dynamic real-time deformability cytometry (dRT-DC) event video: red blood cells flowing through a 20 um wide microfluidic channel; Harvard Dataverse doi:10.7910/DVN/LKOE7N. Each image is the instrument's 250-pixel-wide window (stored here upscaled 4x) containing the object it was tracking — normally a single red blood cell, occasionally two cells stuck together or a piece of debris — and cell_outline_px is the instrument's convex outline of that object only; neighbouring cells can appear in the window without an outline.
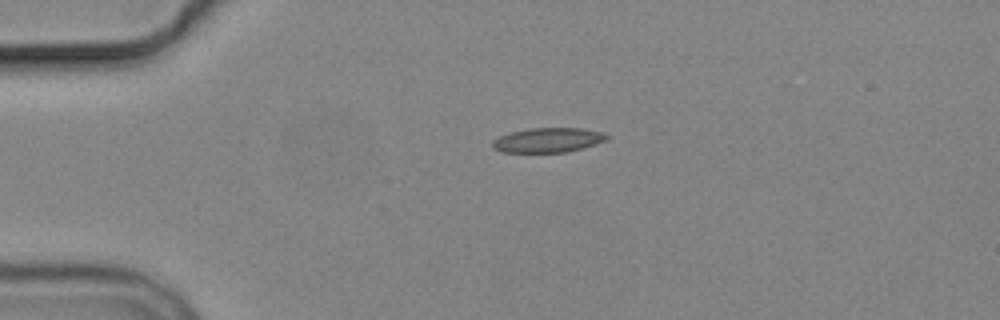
{"species": "common noctule bat (a hibernating species)", "species_latin": "Nyctalus noctula", "temperature_condition": "cold", "stored_images_in_passage": 2, "camera_frame_rate_fps": 3000, "um_per_image_px": 0.085, "animal": {"sex": "male", "body_mass_g": 19.2, "forearm_length_mm": 51.8}, "frame": {"image": 1, "passage_image": 1, "time_ms": 0.0, "image_size_px": [1000, 320], "cell_outline_px": [[608, 136], [604, 140], [568, 152], [500, 152], [492, 148], [492, 140], [500, 136], [512, 132], [528, 128], [580, 128], [600, 132]], "centroid_in_image_um": [46.48, 11.91], "position_along_channel_um": 38.5, "area_um2": 16.07}}